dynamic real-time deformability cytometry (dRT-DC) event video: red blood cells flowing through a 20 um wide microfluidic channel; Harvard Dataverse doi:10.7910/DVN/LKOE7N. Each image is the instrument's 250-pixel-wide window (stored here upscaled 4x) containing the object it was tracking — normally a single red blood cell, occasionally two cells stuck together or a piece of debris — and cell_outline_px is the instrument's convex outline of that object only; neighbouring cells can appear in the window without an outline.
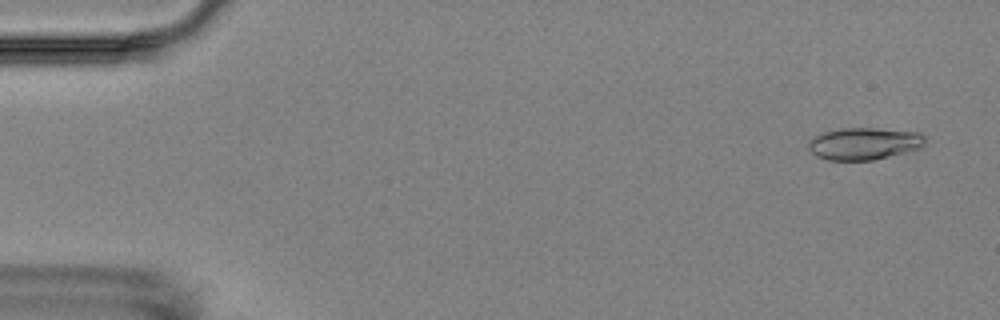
{"species": "Egyptian fruit bat (a non-hibernating species)", "species_latin": "Rousettus aegyptiacus", "temperature_condition": "room temperature", "stored_images_in_passage": 8, "camera_frame_rate_fps": 3000, "um_per_image_px": 0.085, "animal": {"sex": "female"}, "frame": {"image": 1, "passage_image": 1, "time_ms": 0.0, "image_size_px": [1000, 320], "cell_outline_px": [[924, 144], [920, 148], [872, 160], [828, 160], [816, 156], [808, 148], [808, 140], [812, 136], [824, 132], [840, 128], [876, 128], [920, 132], [924, 136]], "centroid_in_image_um": [73.4, 12.19], "position_along_channel_um": 11.6, "area_um2": 21.85}}
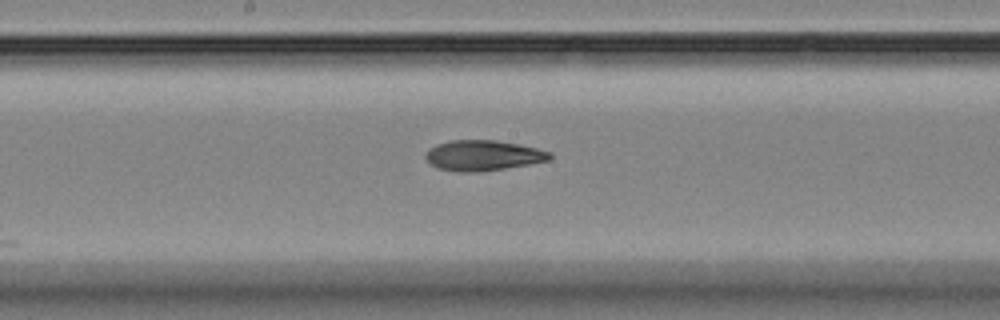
{"frame": {"image": 2, "passage_image": 8, "time_ms": 9.0, "image_size_px": [1000, 320], "cell_outline_px": [[552, 156], [548, 160], [528, 164], [480, 172], [460, 172], [436, 168], [428, 164], [424, 156], [428, 148], [436, 144], [452, 140], [496, 140], [520, 144], [552, 152]], "centroid_in_image_um": [41.0, 13.21], "position_along_channel_um": 207.2, "area_um2": 22.2}}